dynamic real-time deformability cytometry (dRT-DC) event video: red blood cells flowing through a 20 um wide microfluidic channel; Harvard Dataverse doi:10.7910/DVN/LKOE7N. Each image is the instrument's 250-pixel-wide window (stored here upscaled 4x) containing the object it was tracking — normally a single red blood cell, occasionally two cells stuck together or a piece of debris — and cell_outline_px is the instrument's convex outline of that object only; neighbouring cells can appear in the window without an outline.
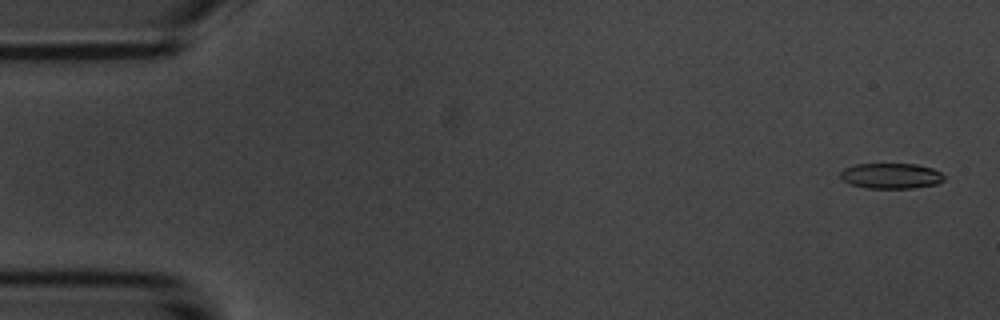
{"species": "common noctule bat (a hibernating species)", "species_latin": "Nyctalus noctula", "temperature_condition": "room temperature", "stored_images_in_passage": 6, "camera_frame_rate_fps": 3000, "um_per_image_px": 0.085, "animal": {"sex": "male", "body_mass_g": 20.1, "forearm_length_mm": 53.5}, "frame": {"image": 1, "passage_image": 1, "time_ms": 0.0, "image_size_px": [1000, 320], "cell_outline_px": [[944, 180], [936, 184], [912, 188], [868, 188], [852, 184], [844, 180], [840, 176], [840, 172], [844, 168], [856, 164], [916, 164], [932, 168], [940, 172], [944, 176]], "centroid_in_image_um": [75.75, 14.94], "position_along_channel_um": 9.3, "area_um2": 15.26}}